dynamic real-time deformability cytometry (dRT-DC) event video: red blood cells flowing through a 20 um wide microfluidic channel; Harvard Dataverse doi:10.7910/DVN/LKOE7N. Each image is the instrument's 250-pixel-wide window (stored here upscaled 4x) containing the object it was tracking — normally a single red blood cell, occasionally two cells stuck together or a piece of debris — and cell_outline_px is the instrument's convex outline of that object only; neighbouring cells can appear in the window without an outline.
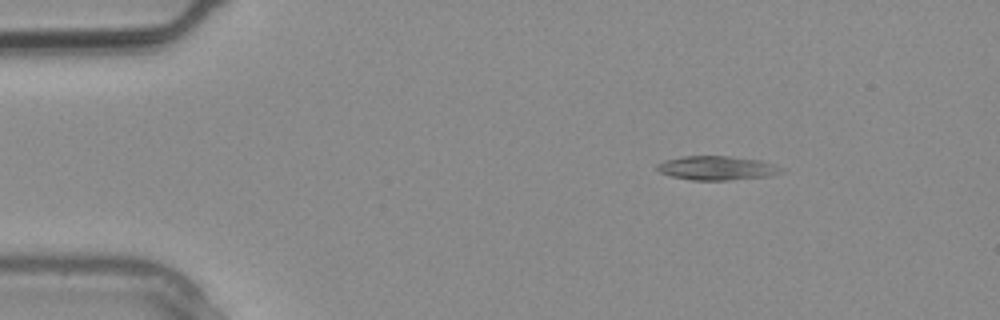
{"species": "common noctule bat (a hibernating species)", "species_latin": "Nyctalus noctula", "temperature_condition": "warm", "stored_images_in_passage": 2, "camera_frame_rate_fps": 3000, "um_per_image_px": 0.085, "animal": {"sex": "male", "body_mass_g": 20.4}, "frame": {"image": 1, "passage_image": 1, "time_ms": 0.0, "image_size_px": [1000, 320], "cell_outline_px": [[784, 172], [768, 176], [724, 180], [692, 180], [672, 176], [660, 172], [656, 168], [656, 164], [664, 160], [684, 156], [728, 156], [756, 160], [776, 164], [784, 168]], "centroid_in_image_um": [60.94, 14.28], "position_along_channel_um": 24.1, "area_um2": 17.28}}